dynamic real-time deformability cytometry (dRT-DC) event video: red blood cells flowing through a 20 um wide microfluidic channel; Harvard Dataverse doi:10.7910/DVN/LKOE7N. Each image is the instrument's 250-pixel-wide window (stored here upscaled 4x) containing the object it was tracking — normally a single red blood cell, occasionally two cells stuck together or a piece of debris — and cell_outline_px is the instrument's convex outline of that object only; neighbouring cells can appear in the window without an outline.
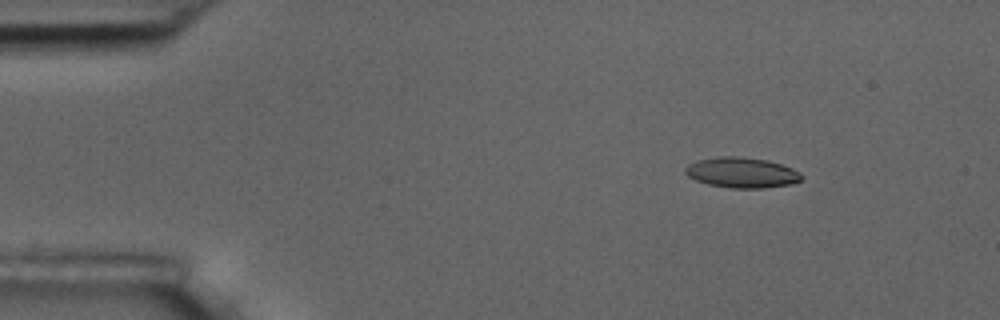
{"species": "common noctule bat (a hibernating species)", "species_latin": "Nyctalus noctula", "temperature_condition": "room temperature", "stored_images_in_passage": 6, "camera_frame_rate_fps": 3000, "um_per_image_px": 0.085, "animal": {"sex": "male", "body_mass_g": 17.5, "forearm_length_mm": 52.3}, "frame": {"image": 1, "passage_image": 2, "time_ms": 1.0, "image_size_px": [1000, 320], "cell_outline_px": [[804, 176], [800, 180], [792, 184], [764, 188], [732, 188], [708, 184], [696, 180], [688, 176], [684, 172], [684, 168], [688, 164], [696, 160], [720, 156], [736, 156], [768, 160], [792, 168], [800, 172]], "centroid_in_image_um": [63.04, 14.67], "position_along_channel_um": 22.0, "area_um2": 20.69}}
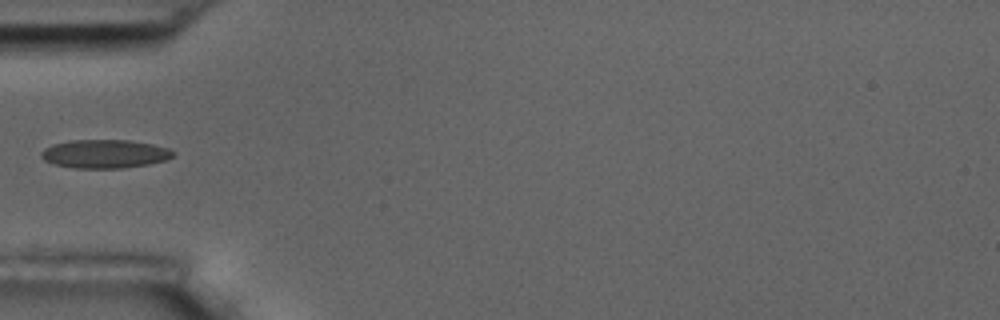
{"frame": {"image": 2, "passage_image": 5, "time_ms": 4.667, "image_size_px": [1000, 320], "cell_outline_px": [[176, 152], [172, 156], [164, 160], [148, 164], [120, 168], [76, 168], [56, 164], [44, 160], [40, 156], [40, 152], [44, 148], [52, 144], [72, 140], [128, 140], [152, 144], [168, 148]], "centroid_in_image_um": [8.88, 13.07], "position_along_channel_um": 76.1, "area_um2": 21.79}}